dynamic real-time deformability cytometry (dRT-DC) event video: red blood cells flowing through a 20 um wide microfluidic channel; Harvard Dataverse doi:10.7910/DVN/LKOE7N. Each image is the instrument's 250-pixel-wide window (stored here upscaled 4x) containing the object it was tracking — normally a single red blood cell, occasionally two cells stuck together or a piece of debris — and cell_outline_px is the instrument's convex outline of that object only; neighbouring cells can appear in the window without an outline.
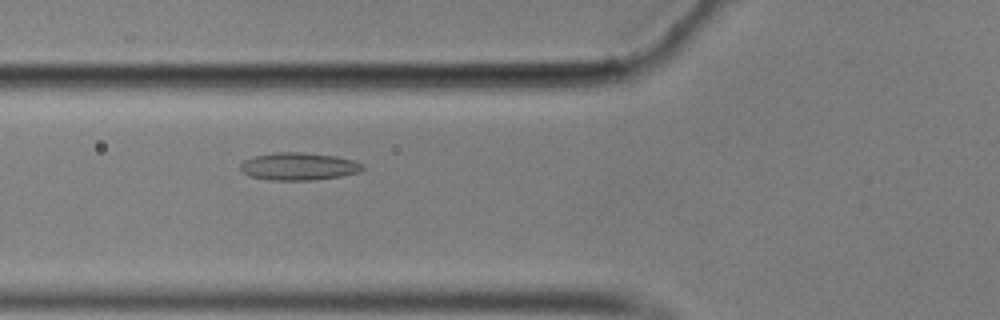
{"species": "common noctule bat (a hibernating species)", "species_latin": "Nyctalus noctula", "temperature_condition": "cold", "stored_images_in_passage": 37, "camera_frame_rate_fps": 3000, "um_per_image_px": 0.085, "animal": {"sex": "male", "body_mass_g": 17.9}, "frame": {"image": 1, "passage_image": 5, "time_ms": 1.333, "image_size_px": [1000, 320], "cell_outline_px": [[368, 168], [360, 172], [340, 176], [316, 180], [268, 180], [248, 176], [240, 168], [240, 164], [244, 160], [252, 156], [276, 152], [300, 152], [336, 156], [352, 160], [364, 164]], "centroid_in_image_um": [25.41, 14.15], "position_along_channel_um": 100.4, "area_um2": 19.88}}
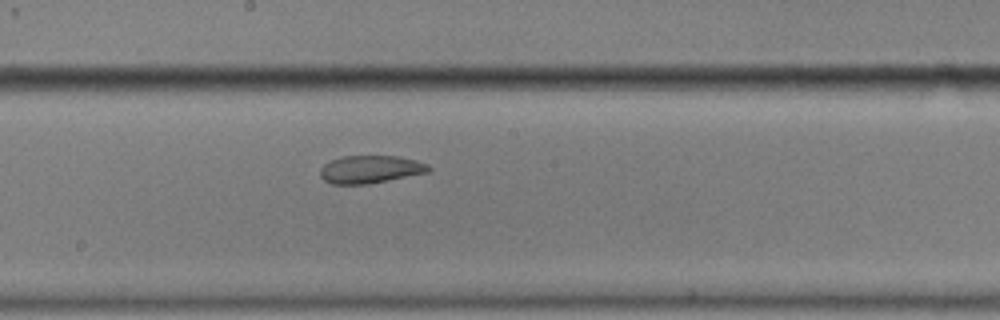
{"frame": {"image": 2, "passage_image": 15, "time_ms": 4.667, "image_size_px": [1000, 320], "cell_outline_px": [[432, 168], [428, 172], [368, 184], [332, 184], [324, 180], [320, 176], [320, 168], [324, 164], [332, 160], [344, 156], [396, 156], [416, 160], [428, 164]], "centroid_in_image_um": [31.47, 14.39], "position_along_channel_um": 216.7, "area_um2": 17.46}}
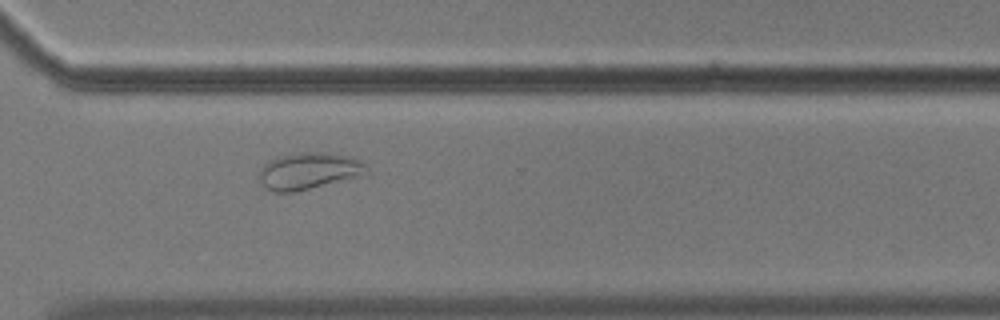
{"frame": {"image": 3, "passage_image": 26, "time_ms": 8.333, "image_size_px": [1000, 320], "cell_outline_px": [[372, 172], [368, 176], [296, 192], [272, 192], [260, 180], [260, 168], [264, 164], [280, 156], [300, 152], [324, 152], [348, 156], [360, 160], [368, 164]], "centroid_in_image_um": [26.4, 14.55], "position_along_channel_um": 344.2, "area_um2": 23.64}, "authors_computed_cell_mechanics": {"area_um2": 19.7098, "velocity_mm_per_s": 3.4835, "shape_relaxation_time_tau1_ms": null, "shape_relaxation_time_tau2_ms": 1.7469, "deformation_change_tau1": null, "deformation_change_tau2": 0.0612}}